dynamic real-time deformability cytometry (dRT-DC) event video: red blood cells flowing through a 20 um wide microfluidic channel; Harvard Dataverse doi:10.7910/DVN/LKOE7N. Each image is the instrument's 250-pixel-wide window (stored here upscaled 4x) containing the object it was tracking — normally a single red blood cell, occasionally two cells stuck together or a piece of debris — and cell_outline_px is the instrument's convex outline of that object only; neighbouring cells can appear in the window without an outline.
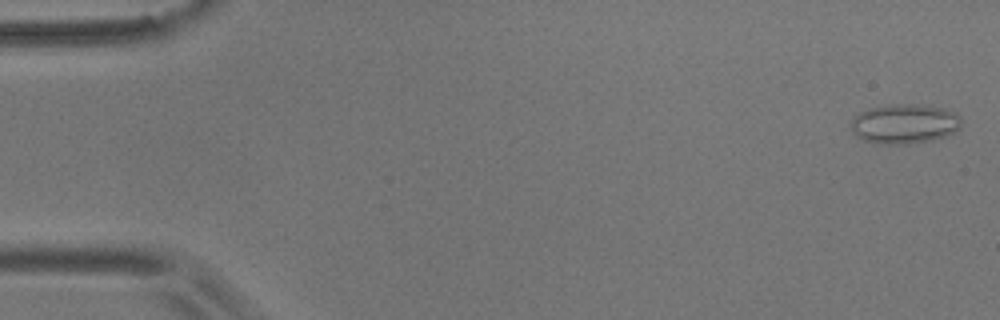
{"species": "common noctule bat (a hibernating species)", "species_latin": "Nyctalus noctula", "temperature_condition": "room temperature", "stored_images_in_passage": 55, "camera_frame_rate_fps": 3000, "um_per_image_px": 0.085, "animal": {"sex": "male", "body_mass_g": 17.9}, "frame": {"image": 1, "passage_image": 2, "time_ms": 0.333, "image_size_px": [1000, 320], "cell_outline_px": [[960, 128], [944, 136], [932, 140], [904, 144], [888, 144], [864, 140], [856, 136], [852, 132], [852, 116], [868, 108], [888, 104], [916, 104], [944, 108], [956, 112], [960, 116]], "centroid_in_image_um": [76.87, 10.5], "position_along_channel_um": 8.1, "area_um2": 25.49}}
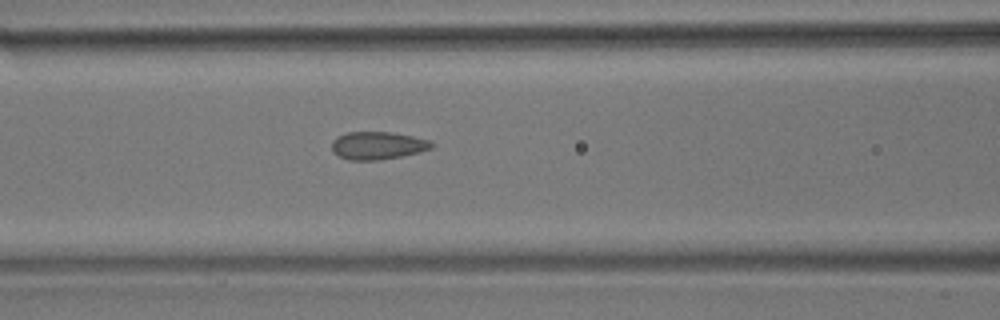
{"frame": {"image": 2, "passage_image": 23, "time_ms": 7.333, "image_size_px": [1000, 320], "cell_outline_px": [[436, 144], [432, 148], [400, 156], [380, 160], [348, 160], [332, 152], [332, 140], [336, 136], [348, 132], [392, 132], [412, 136], [428, 140]], "centroid_in_image_um": [32.07, 12.36], "position_along_channel_um": 134.5, "area_um2": 16.13}}
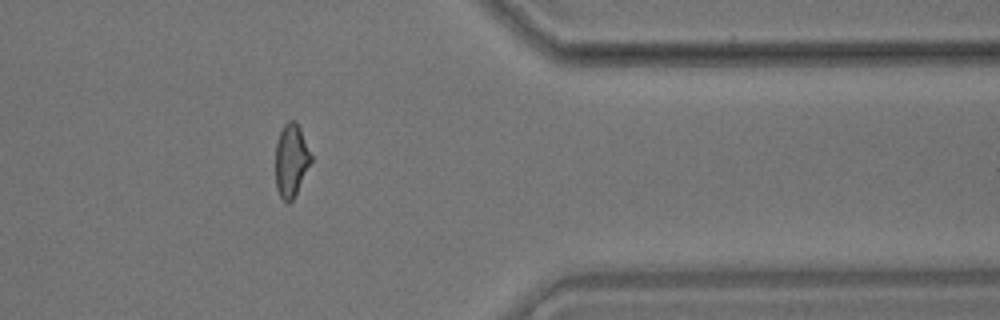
{"frame": {"image": 3, "passage_image": 45, "time_ms": 14.667, "image_size_px": [1000, 320], "cell_outline_px": [[312, 160], [292, 200], [288, 204], [280, 196], [276, 188], [276, 144], [280, 132], [284, 124], [288, 120], [296, 120], [300, 128], [312, 156]], "centroid_in_image_um": [24.74, 13.6], "position_along_channel_um": 386.7, "area_um2": 14.91}, "authors_computed_cell_mechanics": {"area_um2": 16.2996, "velocity_mm_per_s": 3.6623, "shape_relaxation_time_tau1_ms": null, "shape_relaxation_time_tau2_ms": 0.9587, "deformation_change_tau1": null, "deformation_change_tau2": 0.0809}}